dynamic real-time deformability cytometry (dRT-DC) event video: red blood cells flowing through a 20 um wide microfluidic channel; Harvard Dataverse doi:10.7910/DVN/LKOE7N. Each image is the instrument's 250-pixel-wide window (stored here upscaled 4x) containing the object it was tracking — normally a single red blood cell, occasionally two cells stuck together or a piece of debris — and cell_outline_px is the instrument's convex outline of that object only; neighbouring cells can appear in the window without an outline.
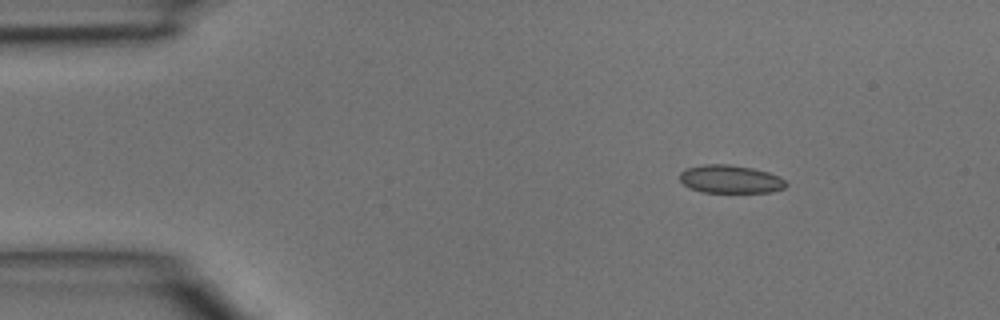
{"species": "common noctule bat (a hibernating species)", "species_latin": "Nyctalus noctula", "temperature_condition": "room temperature", "stored_images_in_passage": 4, "segment_of_instrument_passage": [1, 2], "camera_frame_rate_fps": 3000, "um_per_image_px": 0.085, "animal": {"sex": "male", "body_mass_g": 15.6}, "frame": {"image": 1, "passage_image": 1, "time_ms": 0.0, "image_size_px": [1000, 320], "cell_outline_px": [[788, 184], [784, 188], [772, 192], [704, 192], [688, 188], [680, 180], [680, 172], [688, 168], [704, 164], [728, 164], [752, 168], [768, 172], [784, 180]], "centroid_in_image_um": [62.07, 15.23], "position_along_channel_um": 22.9, "area_um2": 17.28}}